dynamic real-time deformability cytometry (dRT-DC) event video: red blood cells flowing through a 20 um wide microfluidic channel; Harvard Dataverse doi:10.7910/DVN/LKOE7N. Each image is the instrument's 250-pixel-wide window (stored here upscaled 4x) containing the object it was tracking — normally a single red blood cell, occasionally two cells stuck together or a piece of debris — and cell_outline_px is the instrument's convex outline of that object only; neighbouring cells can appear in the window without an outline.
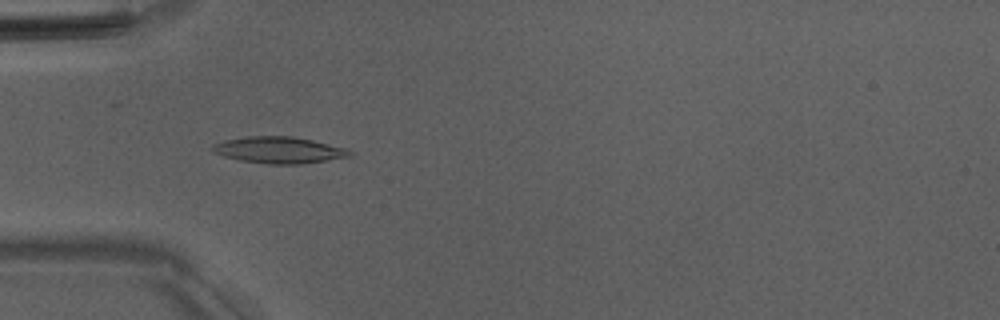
{"species": "Egyptian fruit bat (a non-hibernating species)", "species_latin": "Rousettus aegyptiacus", "temperature_condition": "room temperature", "stored_images_in_passage": 50, "camera_frame_rate_fps": 3000, "um_per_image_px": 0.085, "animal": {"sex": "male"}, "frame": {"image": 1, "passage_image": 15, "time_ms": 4.667, "image_size_px": [1000, 320], "cell_outline_px": [[356, 152], [352, 156], [328, 160], [300, 164], [268, 164], [240, 160], [224, 156], [212, 152], [212, 144], [224, 140], [248, 136], [292, 136], [312, 140], [344, 148]], "centroid_in_image_um": [23.72, 12.75], "position_along_channel_um": 61.3, "area_um2": 21.21}}
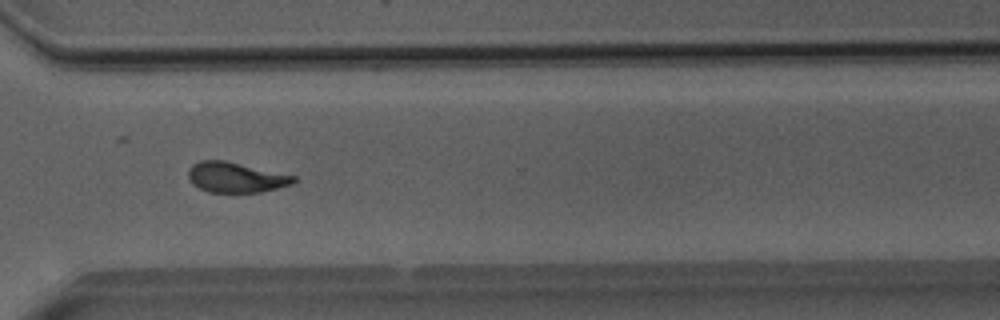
{"frame": {"image": 2, "passage_image": 37, "time_ms": 12.0, "image_size_px": [1000, 320], "cell_outline_px": [[296, 180], [292, 184], [260, 192], [208, 192], [192, 184], [188, 176], [188, 172], [192, 164], [200, 160], [224, 160], [296, 176]], "centroid_in_image_um": [20.02, 15.07], "position_along_channel_um": 350.6, "area_um2": 18.44}}
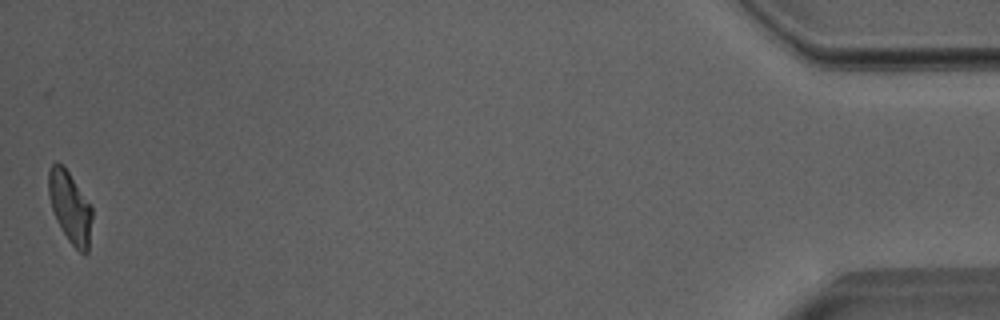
{"frame": {"image": 3, "passage_image": 50, "time_ms": 16.333, "image_size_px": [1000, 320], "cell_outline_px": [[92, 216], [88, 252], [84, 256], [68, 240], [56, 220], [52, 208], [48, 192], [48, 168], [52, 164], [64, 164], [92, 208]], "centroid_in_image_um": [5.95, 17.61], "position_along_channel_um": 429.3, "area_um2": 18.03}, "authors_computed_cell_mechanics": {"area_um2": 19.074, "velocity_mm_per_s": 3.9934, "shape_relaxation_time_tau1_ms": 7.5126, "shape_relaxation_time_tau2_ms": 2.1227, "deformation_change_tau1": 0.2235, "deformation_change_tau2": 0.0846}}